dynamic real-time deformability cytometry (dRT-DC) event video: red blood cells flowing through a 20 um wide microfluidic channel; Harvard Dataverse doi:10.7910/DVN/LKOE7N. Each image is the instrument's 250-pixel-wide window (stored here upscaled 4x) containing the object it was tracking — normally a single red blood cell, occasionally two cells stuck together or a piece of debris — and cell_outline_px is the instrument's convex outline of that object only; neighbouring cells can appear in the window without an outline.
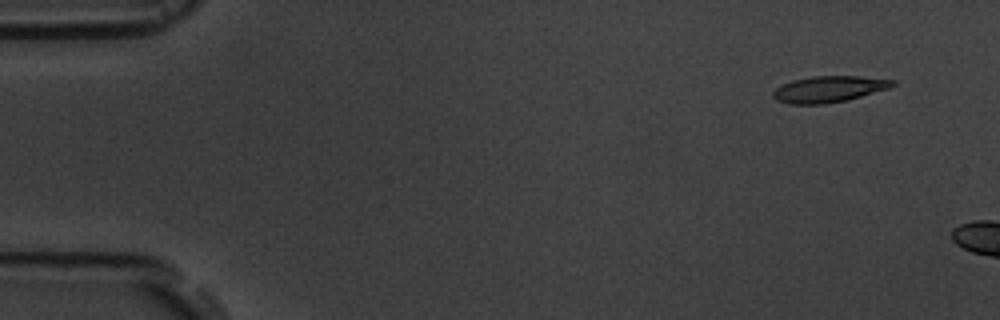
{"species": "common noctule bat (a hibernating species)", "species_latin": "Nyctalus noctula", "temperature_condition": "room temperature", "stored_images_in_passage": 3, "camera_frame_rate_fps": 3000, "um_per_image_px": 0.085, "animal": {"sex": "male", "body_mass_g": 19.5, "forearm_length_mm": 54.6}, "frame": {"image": 1, "passage_image": 1, "time_ms": 0.0, "image_size_px": [1000, 320], "cell_outline_px": [[896, 84], [888, 88], [848, 100], [824, 104], [792, 104], [776, 100], [772, 96], [772, 92], [776, 88], [792, 80], [812, 76], [860, 76], [896, 80]], "centroid_in_image_um": [70.45, 7.57], "position_along_channel_um": 14.5, "area_um2": 18.26}}